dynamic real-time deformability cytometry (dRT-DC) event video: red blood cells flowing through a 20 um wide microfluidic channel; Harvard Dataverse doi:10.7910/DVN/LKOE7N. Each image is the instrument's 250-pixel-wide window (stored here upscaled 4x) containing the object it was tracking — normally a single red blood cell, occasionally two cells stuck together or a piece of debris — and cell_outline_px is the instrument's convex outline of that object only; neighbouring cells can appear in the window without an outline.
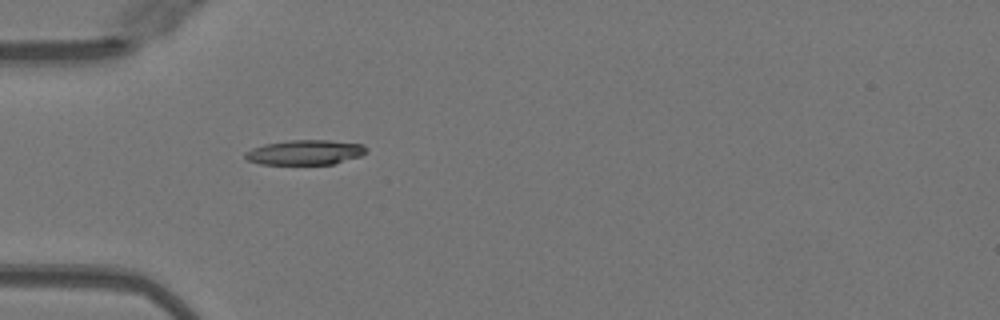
{"species": "Egyptian fruit bat (a non-hibernating species)", "species_latin": "Rousettus aegyptiacus", "temperature_condition": "warm", "stored_images_in_passage": 36, "camera_frame_rate_fps": 3000, "um_per_image_px": 0.085, "animal": {"sex": "female"}, "frame": {"image": 1, "passage_image": 1, "time_ms": 0.0, "image_size_px": [1000, 320], "cell_outline_px": [[368, 152], [360, 156], [332, 164], [260, 164], [248, 160], [244, 156], [244, 152], [252, 148], [264, 144], [288, 140], [328, 140], [364, 144], [368, 148]], "centroid_in_image_um": [25.94, 12.94], "position_along_channel_um": 59.1, "area_um2": 17.63}}
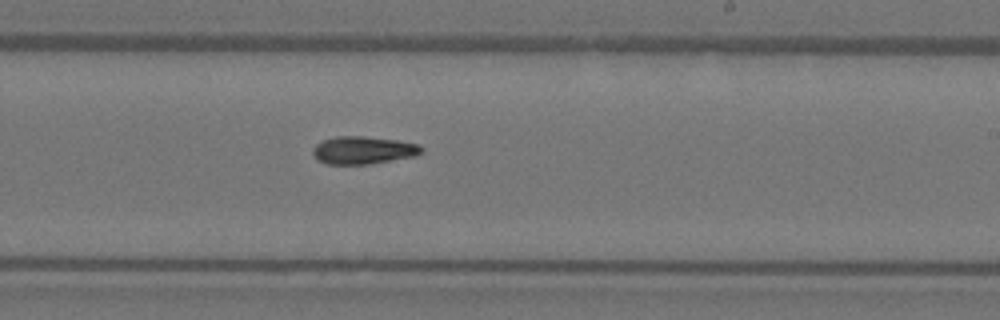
{"frame": {"image": 2, "passage_image": 16, "time_ms": 5.0, "image_size_px": [1000, 320], "cell_outline_px": [[424, 152], [416, 156], [368, 164], [328, 164], [316, 160], [312, 152], [312, 148], [316, 144], [324, 140], [336, 136], [364, 136], [396, 140], [420, 144], [424, 148]], "centroid_in_image_um": [30.89, 12.76], "position_along_channel_um": 258.1, "area_um2": 17.69}}
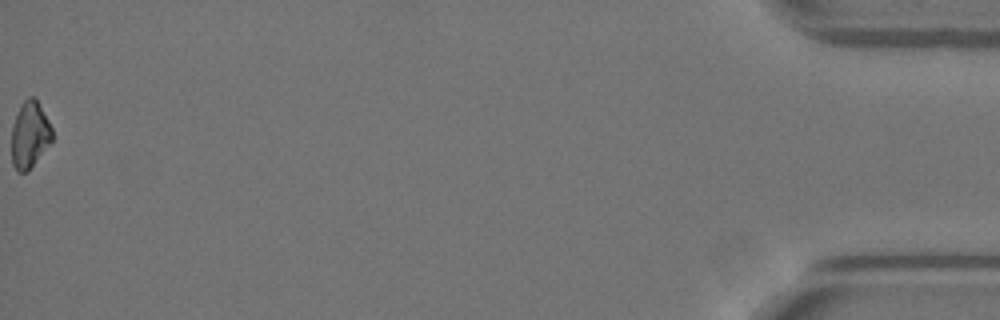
{"frame": {"image": 3, "passage_image": 36, "time_ms": 11.667, "image_size_px": [1000, 320], "cell_outline_px": [[52, 140], [28, 172], [16, 172], [12, 164], [12, 128], [16, 116], [24, 100], [28, 96], [36, 96], [52, 128]], "centroid_in_image_um": [2.53, 11.46], "position_along_channel_um": 432.7, "area_um2": 15.72}}